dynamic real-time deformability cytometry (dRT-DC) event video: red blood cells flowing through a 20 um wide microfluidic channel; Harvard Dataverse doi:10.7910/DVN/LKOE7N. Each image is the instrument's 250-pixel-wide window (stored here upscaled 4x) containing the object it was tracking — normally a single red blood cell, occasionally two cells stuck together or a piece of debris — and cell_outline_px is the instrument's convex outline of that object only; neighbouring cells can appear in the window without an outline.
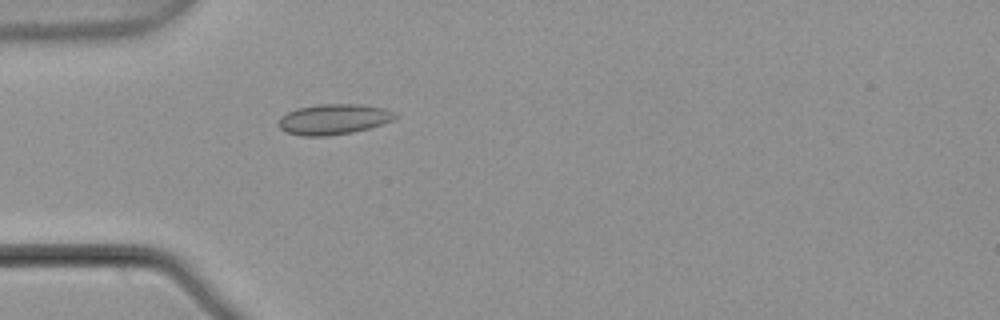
{"species": "common noctule bat (a hibernating species)", "species_latin": "Nyctalus noctula", "temperature_condition": "warm", "stored_images_in_passage": 1, "camera_frame_rate_fps": 3000, "um_per_image_px": 0.085, "animal": {"sex": "male", "body_mass_g": 21.5, "forearm_length_mm": 52.0}, "frame": {"image": 1, "passage_image": 1, "time_ms": 0.0, "image_size_px": [1000, 320], "cell_outline_px": [[396, 116], [392, 120], [368, 128], [352, 132], [328, 136], [300, 136], [288, 132], [280, 128], [276, 124], [280, 116], [288, 112], [300, 108], [320, 104], [360, 104], [384, 108], [396, 112]], "centroid_in_image_um": [28.33, 10.14], "position_along_channel_um": 56.7, "area_um2": 20.58}}